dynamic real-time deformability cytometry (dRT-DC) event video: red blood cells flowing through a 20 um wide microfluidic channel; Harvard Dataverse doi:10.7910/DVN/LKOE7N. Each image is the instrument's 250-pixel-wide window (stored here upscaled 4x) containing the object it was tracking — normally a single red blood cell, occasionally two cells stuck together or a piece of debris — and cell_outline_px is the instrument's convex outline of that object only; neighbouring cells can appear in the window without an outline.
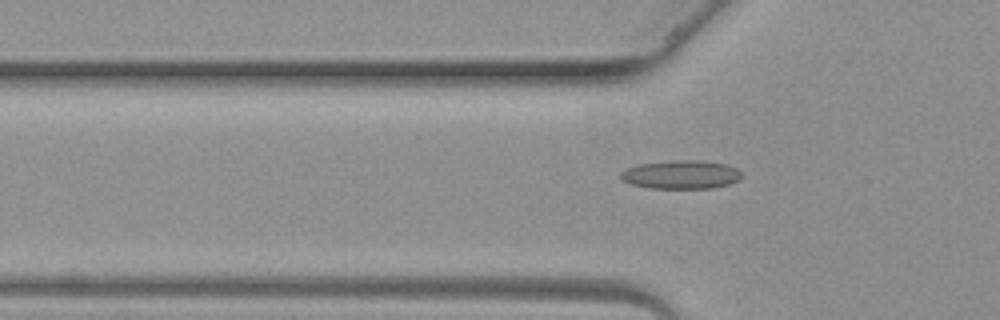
{"species": "common noctule bat (a hibernating species)", "species_latin": "Nyctalus noctula", "temperature_condition": "warm", "stored_images_in_passage": 4, "camera_frame_rate_fps": 3000, "um_per_image_px": 0.085, "animal": {"sex": "female", "body_mass_g": 19.3, "forearm_length_mm": 54.1}, "frame": {"image": 1, "passage_image": 4, "time_ms": 3.667, "image_size_px": [1000, 320], "cell_outline_px": [[740, 176], [736, 180], [728, 184], [712, 188], [648, 188], [632, 184], [624, 180], [620, 176], [620, 172], [628, 168], [640, 164], [684, 160], [696, 160], [728, 164], [736, 168], [740, 172]], "centroid_in_image_um": [57.89, 14.84], "position_along_channel_um": 67.9, "area_um2": 19.71}}